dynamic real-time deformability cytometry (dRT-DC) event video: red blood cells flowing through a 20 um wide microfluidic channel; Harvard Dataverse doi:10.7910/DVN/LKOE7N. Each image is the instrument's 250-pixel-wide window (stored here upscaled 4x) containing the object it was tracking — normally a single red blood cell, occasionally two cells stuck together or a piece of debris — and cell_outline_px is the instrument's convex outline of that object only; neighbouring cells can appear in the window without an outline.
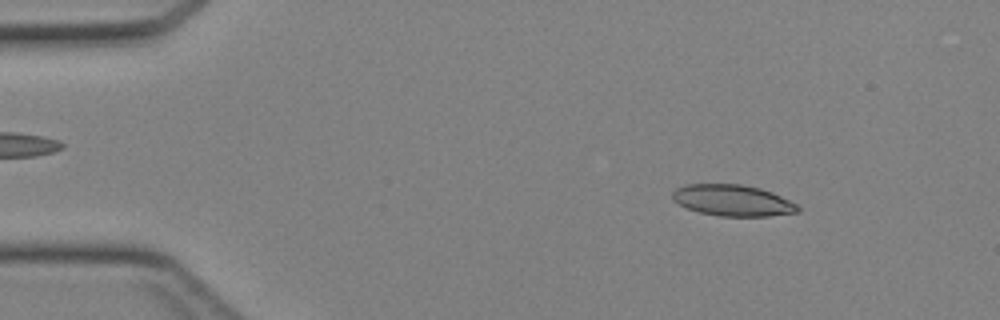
{"species": "Egyptian fruit bat (a non-hibernating species)", "species_latin": "Rousettus aegyptiacus", "temperature_condition": "cold", "stored_images_in_passage": 42, "camera_frame_rate_fps": 3000, "um_per_image_px": 0.085, "animal": {"sex": "female"}, "frame": {"image": 1, "passage_image": 4, "time_ms": 1.0, "image_size_px": [1000, 320], "cell_outline_px": [[800, 212], [768, 216], [720, 216], [700, 212], [688, 208], [672, 200], [672, 192], [676, 188], [684, 184], [740, 184], [760, 188], [772, 192], [796, 204], [800, 208]], "centroid_in_image_um": [62.27, 17.03], "position_along_channel_um": 22.7, "area_um2": 22.77}}
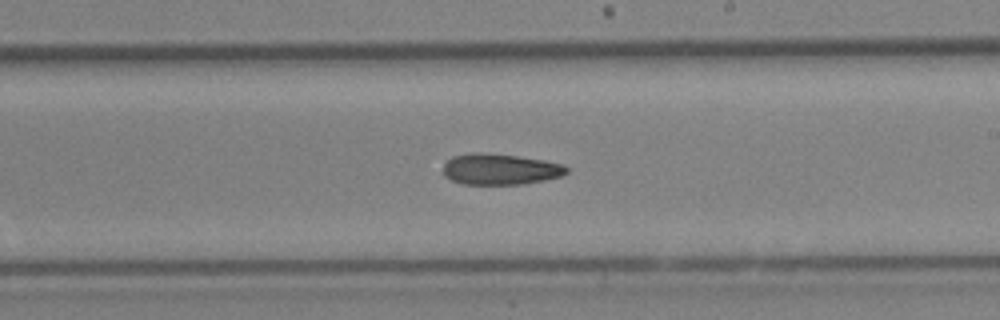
{"frame": {"image": 2, "passage_image": 24, "time_ms": 7.667, "image_size_px": [1000, 320], "cell_outline_px": [[568, 172], [560, 176], [544, 180], [524, 184], [464, 184], [452, 180], [444, 176], [444, 164], [452, 156], [516, 156], [544, 160], [564, 164], [568, 168]], "centroid_in_image_um": [42.59, 14.44], "position_along_channel_um": 246.4, "area_um2": 21.21}}
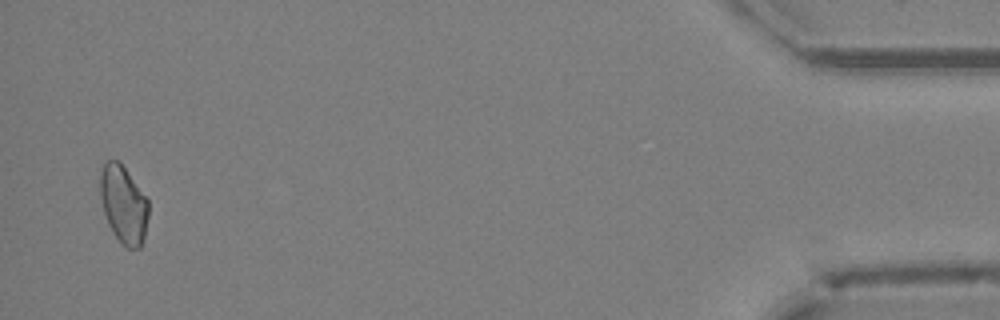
{"frame": {"image": 3, "passage_image": 41, "time_ms": 13.333, "image_size_px": [1000, 320], "cell_outline_px": [[148, 216], [144, 236], [140, 248], [128, 248], [112, 232], [108, 224], [104, 212], [100, 196], [100, 168], [108, 160], [116, 160], [124, 168], [148, 200]], "centroid_in_image_um": [10.48, 17.38], "position_along_channel_um": 424.7, "area_um2": 21.44}}